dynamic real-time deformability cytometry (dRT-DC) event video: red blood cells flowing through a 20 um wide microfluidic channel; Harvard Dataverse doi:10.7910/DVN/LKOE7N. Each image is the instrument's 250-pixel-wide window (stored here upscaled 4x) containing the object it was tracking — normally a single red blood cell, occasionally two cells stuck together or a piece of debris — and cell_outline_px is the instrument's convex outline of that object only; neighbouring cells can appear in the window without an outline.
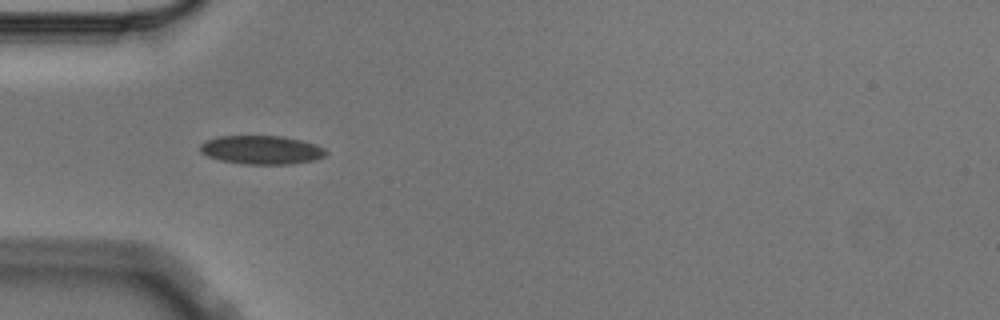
{"species": "Egyptian fruit bat (a non-hibernating species)", "species_latin": "Rousettus aegyptiacus", "temperature_condition": "cold", "stored_images_in_passage": 6, "camera_frame_rate_fps": 3000, "um_per_image_px": 0.085, "animal": {"sex": "male"}, "frame": {"image": 1, "passage_image": 5, "time_ms": 1.333, "image_size_px": [1000, 320], "cell_outline_px": [[328, 152], [324, 156], [312, 160], [292, 164], [244, 164], [220, 160], [208, 156], [200, 152], [200, 144], [208, 140], [220, 136], [280, 136], [300, 140], [316, 144], [324, 148]], "centroid_in_image_um": [22.23, 12.74], "position_along_channel_um": 62.8, "area_um2": 20.87}}
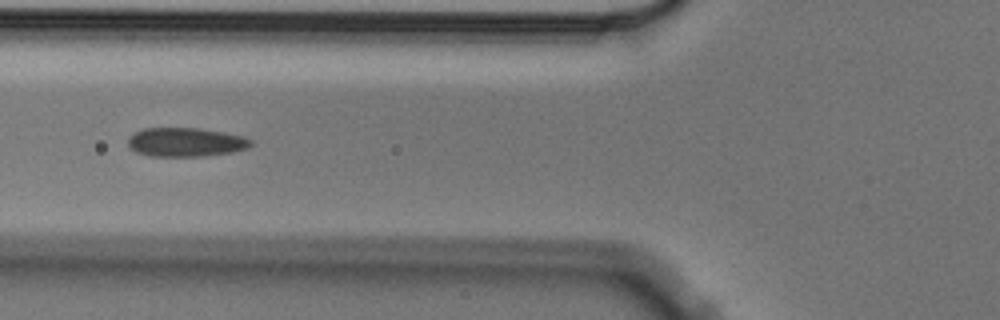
{"frame": {"image": 2, "passage_image": 6, "time_ms": 1.667, "image_size_px": [1000, 320], "cell_outline_px": [[252, 144], [248, 148], [232, 152], [200, 156], [148, 156], [136, 152], [128, 144], [128, 136], [132, 132], [144, 128], [200, 128], [224, 132], [244, 136], [252, 140]], "centroid_in_image_um": [15.77, 12.07], "position_along_channel_um": 110.0, "area_um2": 20.87}}